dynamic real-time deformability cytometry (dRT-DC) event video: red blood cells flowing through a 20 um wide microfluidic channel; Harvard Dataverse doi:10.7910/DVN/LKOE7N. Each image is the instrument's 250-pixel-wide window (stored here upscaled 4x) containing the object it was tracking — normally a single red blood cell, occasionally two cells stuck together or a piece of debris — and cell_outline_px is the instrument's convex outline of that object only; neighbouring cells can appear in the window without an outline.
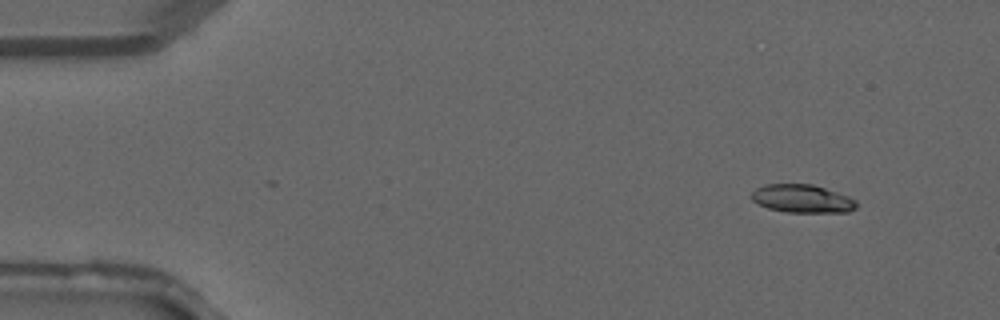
{"species": "common noctule bat (a hibernating species)", "species_latin": "Nyctalus noctula", "temperature_condition": "warm", "stored_images_in_passage": 40, "camera_frame_rate_fps": 3000, "um_per_image_px": 0.085, "animal": {"sex": "male", "forearm_length_mm": 52.5}, "frame": {"image": 1, "passage_image": 4, "time_ms": 1.0, "image_size_px": [1000, 320], "cell_outline_px": [[856, 208], [848, 212], [788, 212], [768, 208], [752, 200], [752, 192], [756, 188], [764, 184], [812, 184], [848, 196], [856, 200]], "centroid_in_image_um": [68.19, 16.88], "position_along_channel_um": 16.8, "area_um2": 17.05}}
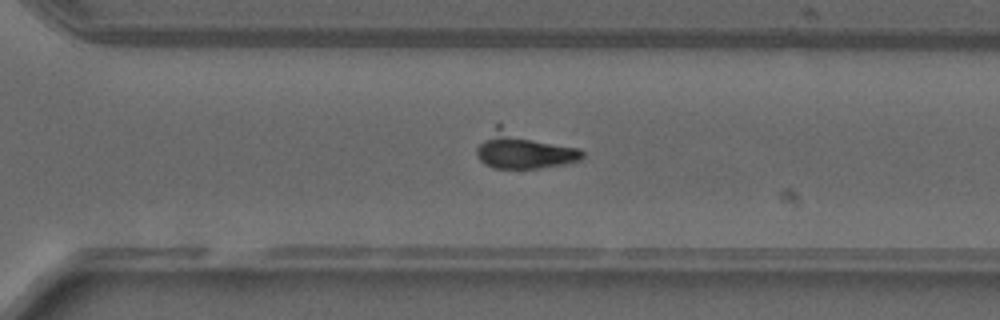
{"frame": {"image": 2, "passage_image": 28, "time_ms": 9.0, "image_size_px": [1000, 320], "cell_outline_px": [[584, 156], [580, 160], [564, 164], [540, 168], [492, 168], [484, 164], [476, 156], [476, 148], [496, 124], [500, 124], [580, 148], [584, 152]], "centroid_in_image_um": [44.52, 12.75], "position_along_channel_um": 326.1, "area_um2": 23.0}}
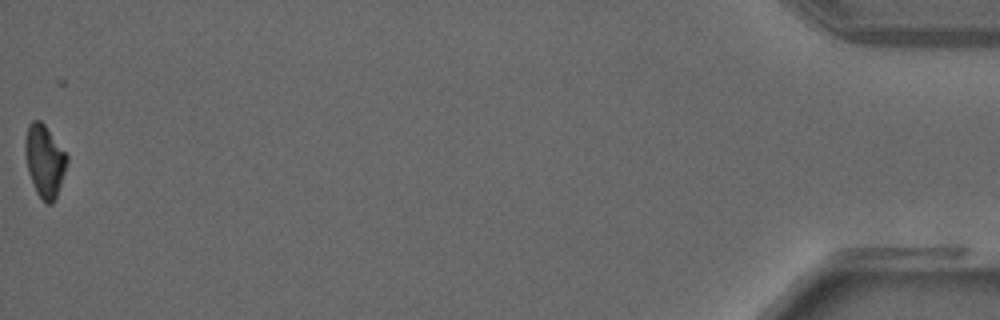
{"frame": {"image": 3, "passage_image": 40, "time_ms": 13.0, "image_size_px": [1000, 320], "cell_outline_px": [[68, 160], [56, 196], [52, 204], [48, 204], [36, 192], [28, 172], [24, 152], [24, 144], [28, 124], [32, 120], [40, 120], [44, 124], [68, 156]], "centroid_in_image_um": [3.76, 13.64], "position_along_channel_um": 431.4, "area_um2": 17.34}}